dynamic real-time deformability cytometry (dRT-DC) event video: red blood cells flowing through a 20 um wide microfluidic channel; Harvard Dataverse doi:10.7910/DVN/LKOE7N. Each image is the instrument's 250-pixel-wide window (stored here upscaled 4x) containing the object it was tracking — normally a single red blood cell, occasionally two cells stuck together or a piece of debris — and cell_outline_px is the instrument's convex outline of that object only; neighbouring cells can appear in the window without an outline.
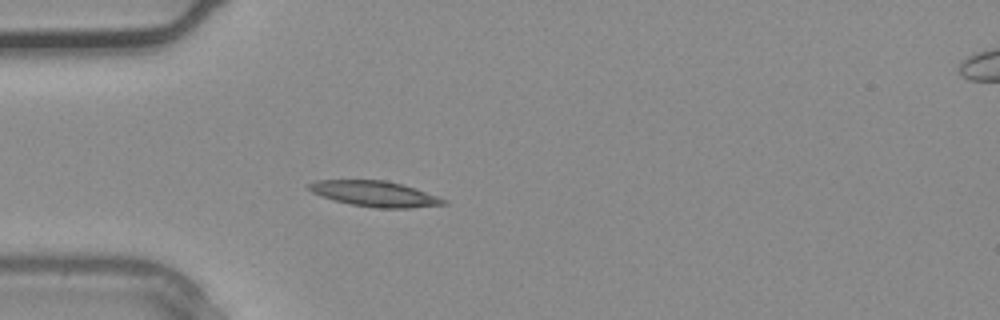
{"species": "common noctule bat (a hibernating species)", "species_latin": "Nyctalus noctula", "temperature_condition": "warm", "stored_images_in_passage": 31, "camera_frame_rate_fps": 3000, "um_per_image_px": 0.085, "animal": {"sex": "male", "body_mass_g": 20.4}, "frame": {"image": 1, "passage_image": 5, "time_ms": 1.333, "image_size_px": [1000, 320], "cell_outline_px": [[448, 204], [408, 208], [376, 208], [352, 204], [336, 200], [312, 192], [308, 188], [308, 184], [316, 180], [388, 180], [404, 184], [416, 188], [448, 200]], "centroid_in_image_um": [31.93, 16.46], "position_along_channel_um": 53.1, "area_um2": 20.0}}